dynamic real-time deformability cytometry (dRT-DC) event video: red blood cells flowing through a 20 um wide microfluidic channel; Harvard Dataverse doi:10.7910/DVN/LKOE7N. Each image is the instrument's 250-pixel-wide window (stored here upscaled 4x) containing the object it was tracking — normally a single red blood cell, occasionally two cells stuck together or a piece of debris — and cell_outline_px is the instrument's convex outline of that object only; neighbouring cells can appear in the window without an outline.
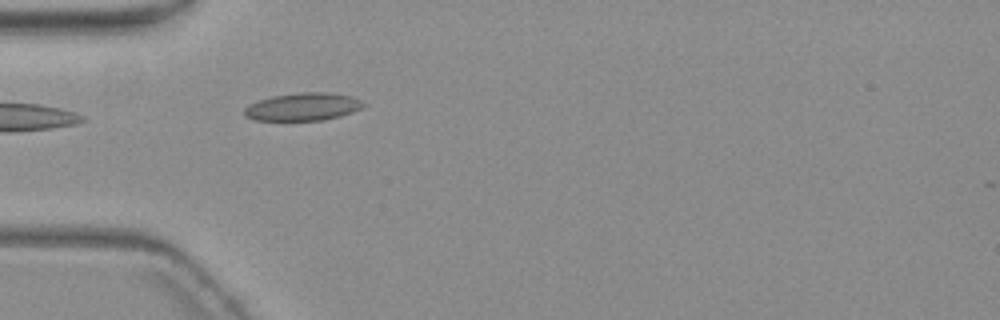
{"species": "common noctule bat (a hibernating species)", "species_latin": "Nyctalus noctula", "temperature_condition": "warm", "stored_images_in_passage": 5, "camera_frame_rate_fps": 3000, "um_per_image_px": 0.085, "animal": {"sex": "female", "body_mass_g": 19.3, "forearm_length_mm": 54.1}, "frame": {"image": 1, "passage_image": 5, "time_ms": 5.0, "image_size_px": [1000, 320], "cell_outline_px": [[368, 104], [352, 112], [340, 116], [324, 120], [252, 120], [244, 116], [244, 108], [248, 104], [272, 96], [300, 92], [328, 92], [352, 96]], "centroid_in_image_um": [25.74, 9.07], "position_along_channel_um": 59.3, "area_um2": 19.36}}